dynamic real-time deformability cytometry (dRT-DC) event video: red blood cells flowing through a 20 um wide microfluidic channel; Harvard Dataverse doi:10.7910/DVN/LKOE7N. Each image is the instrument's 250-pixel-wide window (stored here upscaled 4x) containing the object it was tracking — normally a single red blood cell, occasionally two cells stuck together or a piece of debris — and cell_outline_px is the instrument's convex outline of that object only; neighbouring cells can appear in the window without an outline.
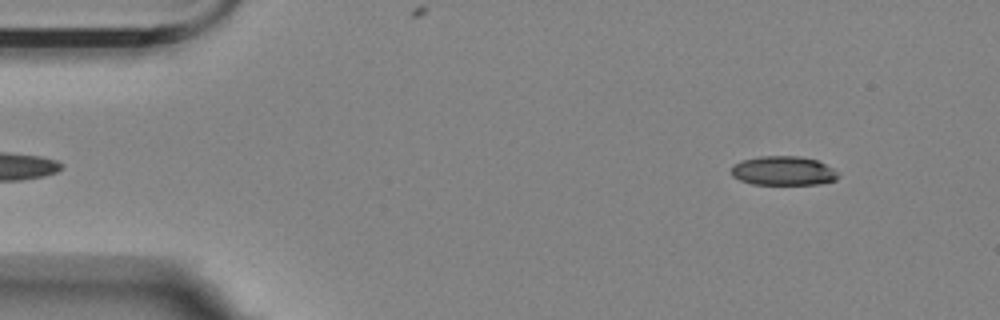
{"species": "Egyptian fruit bat (a non-hibernating species)", "species_latin": "Rousettus aegyptiacus", "temperature_condition": "room temperature", "stored_images_in_passage": 52, "camera_frame_rate_fps": 3000, "um_per_image_px": 0.085, "animal": {"sex": "female"}, "frame": {"image": 1, "passage_image": 2, "time_ms": 0.333, "image_size_px": [1000, 320], "cell_outline_px": [[840, 176], [836, 180], [820, 184], [752, 184], [740, 180], [732, 176], [732, 168], [740, 160], [760, 156], [800, 156], [816, 160], [832, 168]], "centroid_in_image_um": [66.58, 14.52], "position_along_channel_um": 18.4, "area_um2": 18.09}}
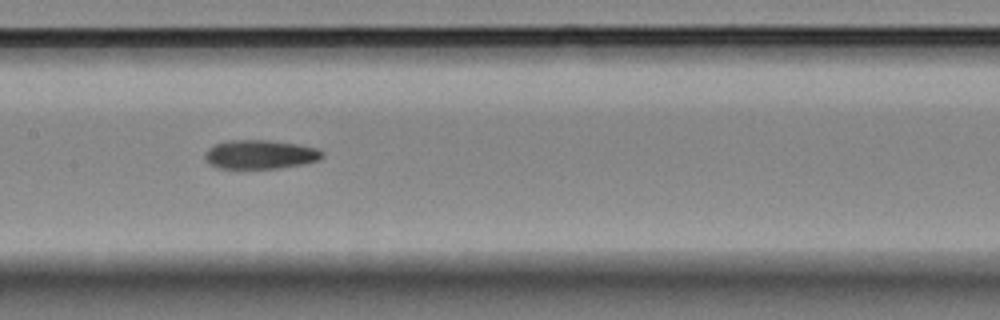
{"frame": {"image": 2, "passage_image": 23, "time_ms": 7.333, "image_size_px": [1000, 320], "cell_outline_px": [[324, 156], [320, 160], [304, 164], [280, 168], [216, 168], [208, 164], [204, 156], [208, 148], [212, 144], [228, 140], [268, 140], [296, 144], [316, 148], [324, 152]], "centroid_in_image_um": [22.1, 13.13], "position_along_channel_um": 185.3, "area_um2": 20.0}}
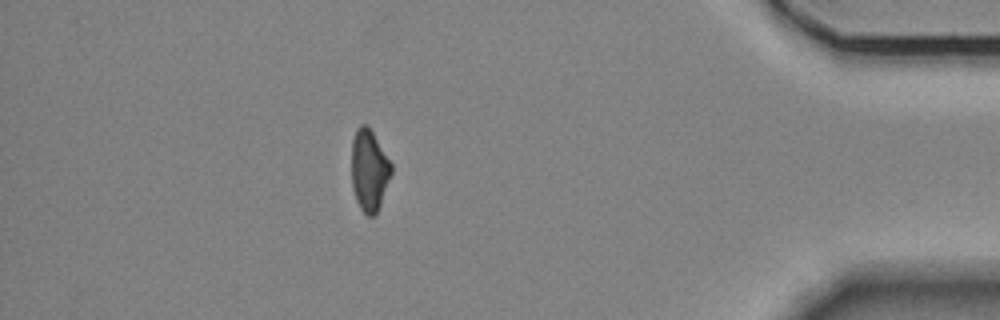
{"frame": {"image": 3, "passage_image": 45, "time_ms": 14.667, "image_size_px": [1000, 320], "cell_outline_px": [[392, 172], [380, 204], [376, 212], [372, 216], [368, 216], [360, 208], [356, 200], [352, 188], [352, 140], [356, 128], [360, 124], [368, 124], [392, 164]], "centroid_in_image_um": [31.37, 14.43], "position_along_channel_um": 403.8, "area_um2": 18.84}, "authors_computed_cell_mechanics": {"area_um2": 19.8254, "velocity_mm_per_s": 3.5884, "shape_relaxation_time_tau1_ms": 9.0994, "shape_relaxation_time_tau2_ms": 5.4771, "deformation_change_tau1": 0.1974, "deformation_change_tau2": 0.1331}}